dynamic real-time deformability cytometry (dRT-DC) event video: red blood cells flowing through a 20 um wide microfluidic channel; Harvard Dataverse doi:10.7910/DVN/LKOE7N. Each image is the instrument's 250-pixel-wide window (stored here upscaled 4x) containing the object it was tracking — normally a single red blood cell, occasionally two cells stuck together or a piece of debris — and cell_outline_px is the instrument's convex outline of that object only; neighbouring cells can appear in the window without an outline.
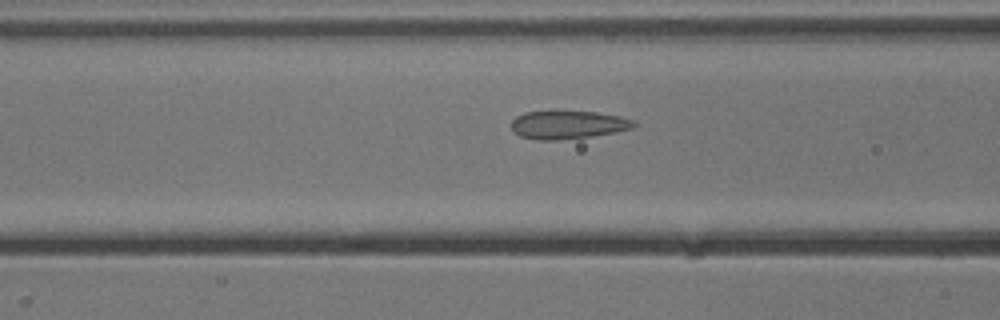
{"species": "common noctule bat (a hibernating species)", "species_latin": "Nyctalus noctula", "temperature_condition": "cold", "stored_images_in_passage": 30, "camera_frame_rate_fps": 3000, "um_per_image_px": 0.085, "animal": {"sex": "male", "body_mass_g": 13.3}, "frame": {"image": 1, "passage_image": 9, "time_ms": 2.667, "image_size_px": [1000, 320], "cell_outline_px": [[636, 124], [632, 128], [616, 132], [592, 136], [560, 140], [536, 140], [520, 136], [512, 132], [512, 120], [516, 116], [524, 112], [552, 108], [556, 108], [596, 112], [620, 116], [632, 120]], "centroid_in_image_um": [48.2, 10.56], "position_along_channel_um": 118.4, "area_um2": 21.1}}
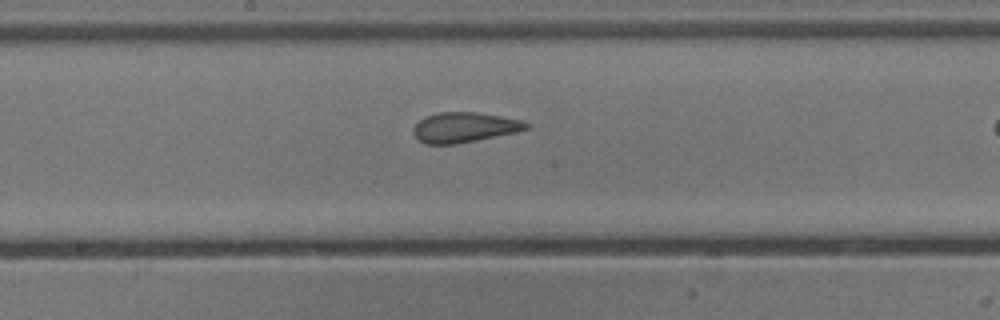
{"frame": {"image": 2, "passage_image": 16, "time_ms": 5.0, "image_size_px": [1000, 320], "cell_outline_px": [[532, 124], [528, 128], [516, 132], [456, 144], [424, 144], [412, 132], [412, 128], [424, 116], [436, 112], [476, 112], [500, 116], [520, 120]], "centroid_in_image_um": [39.44, 10.82], "position_along_channel_um": 208.8, "area_um2": 19.77}}
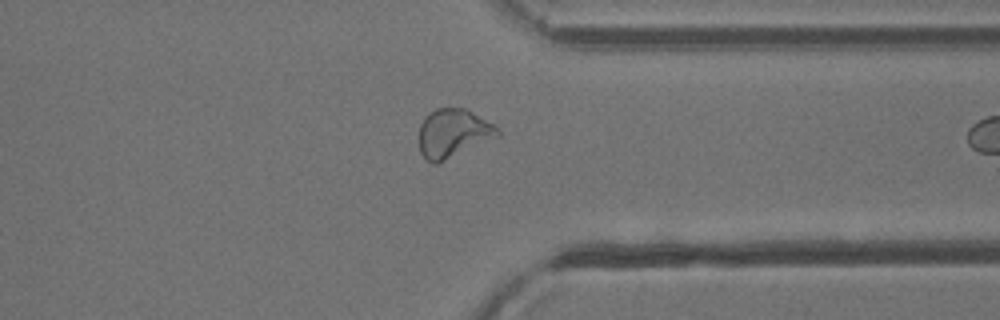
{"frame": {"image": 3, "passage_image": 29, "time_ms": 9.333, "image_size_px": [1000, 320], "cell_outline_px": [[500, 136], [436, 164], [432, 164], [420, 152], [420, 124], [424, 116], [428, 112], [436, 108], [464, 108], [472, 112], [500, 128]], "centroid_in_image_um": [38.52, 11.31], "position_along_channel_um": 372.9, "area_um2": 22.2}}